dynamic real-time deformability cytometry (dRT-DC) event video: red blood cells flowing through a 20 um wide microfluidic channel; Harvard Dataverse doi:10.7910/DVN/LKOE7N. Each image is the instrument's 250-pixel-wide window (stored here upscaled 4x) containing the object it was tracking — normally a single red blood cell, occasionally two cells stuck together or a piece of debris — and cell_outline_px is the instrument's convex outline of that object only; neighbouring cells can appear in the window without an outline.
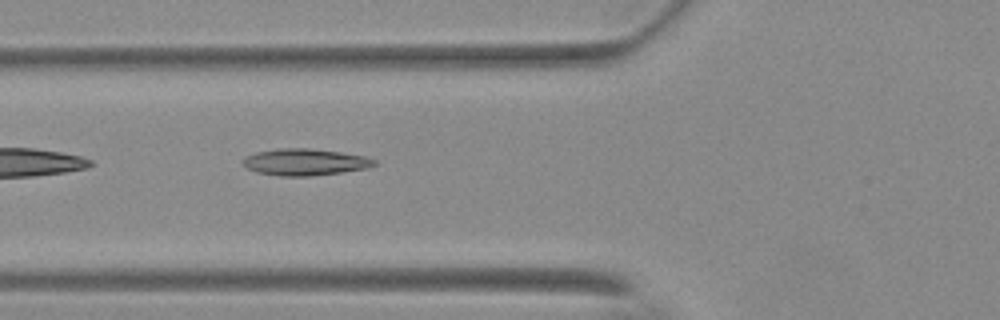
{"species": "Egyptian fruit bat (a non-hibernating species)", "species_latin": "Rousettus aegyptiacus", "temperature_condition": "warm", "stored_images_in_passage": 38, "camera_frame_rate_fps": 3000, "um_per_image_px": 0.085, "animal": {"sex": "female"}, "frame": {"image": 1, "passage_image": 4, "time_ms": 1.0, "image_size_px": [1000, 320], "cell_outline_px": [[376, 164], [368, 168], [340, 172], [308, 176], [280, 176], [256, 172], [248, 168], [240, 160], [244, 156], [256, 152], [280, 148], [308, 148], [340, 152], [364, 156], [376, 160]], "centroid_in_image_um": [25.88, 13.77], "position_along_channel_um": 99.9, "area_um2": 20.35}}
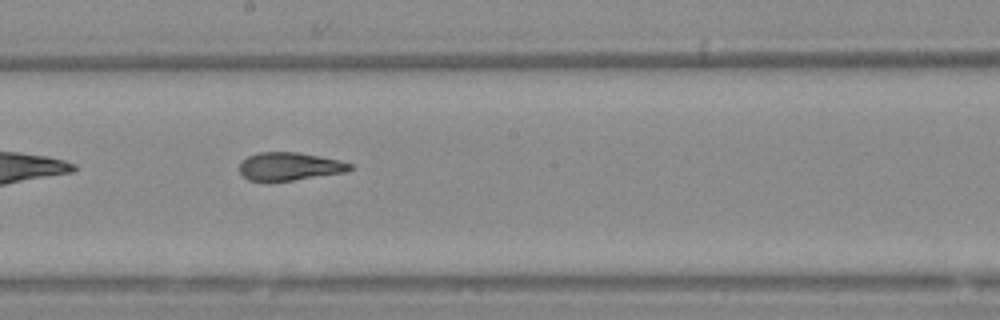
{"frame": {"image": 2, "passage_image": 14, "time_ms": 4.333, "image_size_px": [1000, 320], "cell_outline_px": [[352, 168], [344, 172], [292, 180], [248, 180], [240, 172], [240, 164], [248, 156], [260, 152], [296, 152], [320, 156], [340, 160], [352, 164]], "centroid_in_image_um": [24.62, 14.13], "position_along_channel_um": 223.6, "area_um2": 17.63}}
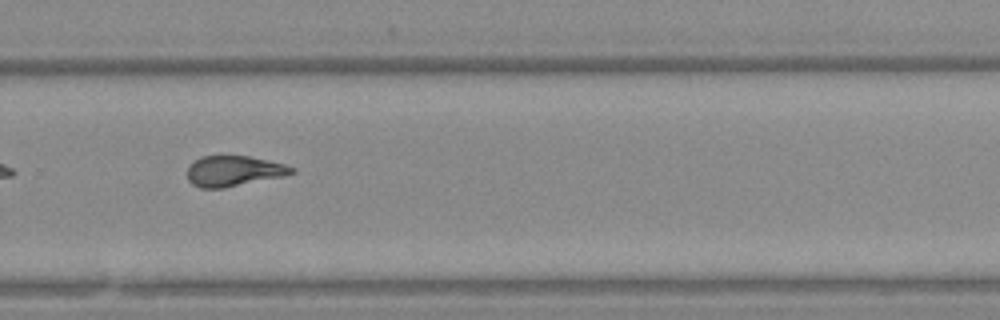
{"frame": {"image": 3, "passage_image": 21, "time_ms": 6.667, "image_size_px": [1000, 320], "cell_outline_px": [[296, 172], [280, 176], [224, 188], [200, 188], [192, 184], [188, 180], [188, 164], [200, 156], [248, 156], [268, 160], [284, 164], [296, 168]], "centroid_in_image_um": [19.82, 14.53], "position_along_channel_um": 310.0, "area_um2": 18.44}, "authors_computed_cell_mechanics": {"area_um2": 18.9006, "velocity_mm_per_s": 3.7131, "shape_relaxation_time_tau1_ms": null, "shape_relaxation_time_tau2_ms": 2.053, "deformation_change_tau1": null, "deformation_change_tau2": 0.0974}}